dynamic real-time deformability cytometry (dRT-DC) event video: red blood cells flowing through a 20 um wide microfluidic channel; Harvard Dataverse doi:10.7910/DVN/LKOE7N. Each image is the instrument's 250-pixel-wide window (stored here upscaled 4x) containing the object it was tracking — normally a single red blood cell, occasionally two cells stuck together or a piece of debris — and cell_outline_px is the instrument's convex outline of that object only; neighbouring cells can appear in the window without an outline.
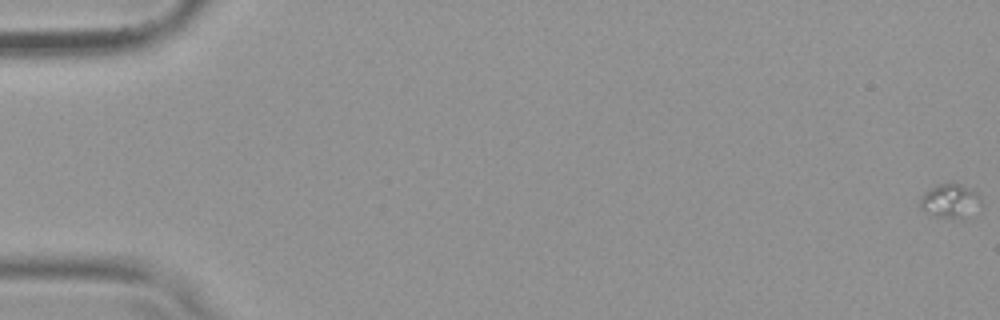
{"species": "common noctule bat (a hibernating species)", "species_latin": "Nyctalus noctula", "temperature_condition": "warm", "stored_images_in_passage": 55, "camera_frame_rate_fps": 3000, "um_per_image_px": 0.085, "animal": {"sex": "female", "body_mass_g": 19.9}, "frame": {"image": 1, "passage_image": 1, "time_ms": 0.0, "image_size_px": [1000, 320], "cell_outline_px": [[980, 204], [960, 220], [932, 216], [920, 208], [920, 196], [924, 192], [936, 184], [952, 180], [976, 192], [980, 196]], "centroid_in_image_um": [80.69, 17.05], "position_along_channel_um": 4.3, "area_um2": 12.31}}